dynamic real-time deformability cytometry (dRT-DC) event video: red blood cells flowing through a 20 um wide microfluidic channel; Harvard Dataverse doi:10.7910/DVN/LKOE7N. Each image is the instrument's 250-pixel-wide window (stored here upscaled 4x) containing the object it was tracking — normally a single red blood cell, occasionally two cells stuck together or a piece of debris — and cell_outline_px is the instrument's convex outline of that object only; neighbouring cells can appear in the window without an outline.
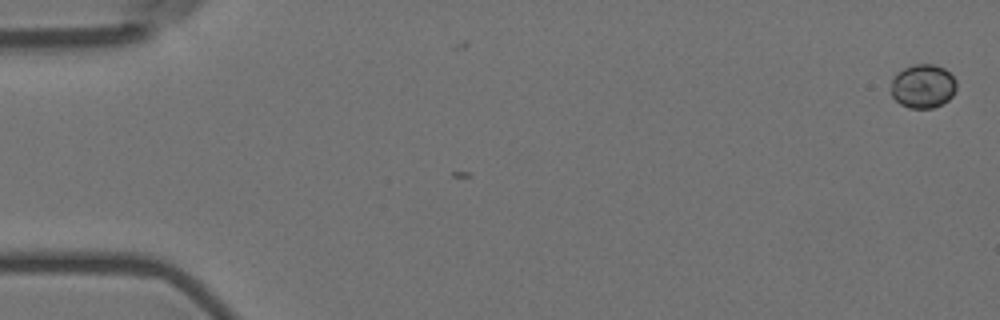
{"species": "Egyptian fruit bat (a non-hibernating species)", "species_latin": "Rousettus aegyptiacus", "temperature_condition": "room temperature", "stored_images_in_passage": 4, "camera_frame_rate_fps": 3000, "um_per_image_px": 0.085, "animal": {"sex": "female"}, "frame": {"image": 1, "passage_image": 1, "time_ms": 0.0, "image_size_px": [1000, 320], "cell_outline_px": [[956, 88], [952, 96], [948, 100], [932, 108], [908, 108], [900, 104], [892, 96], [892, 80], [896, 72], [912, 64], [932, 64], [944, 68], [956, 80]], "centroid_in_image_um": [78.44, 7.32], "position_along_channel_um": 6.6, "area_um2": 16.7}}